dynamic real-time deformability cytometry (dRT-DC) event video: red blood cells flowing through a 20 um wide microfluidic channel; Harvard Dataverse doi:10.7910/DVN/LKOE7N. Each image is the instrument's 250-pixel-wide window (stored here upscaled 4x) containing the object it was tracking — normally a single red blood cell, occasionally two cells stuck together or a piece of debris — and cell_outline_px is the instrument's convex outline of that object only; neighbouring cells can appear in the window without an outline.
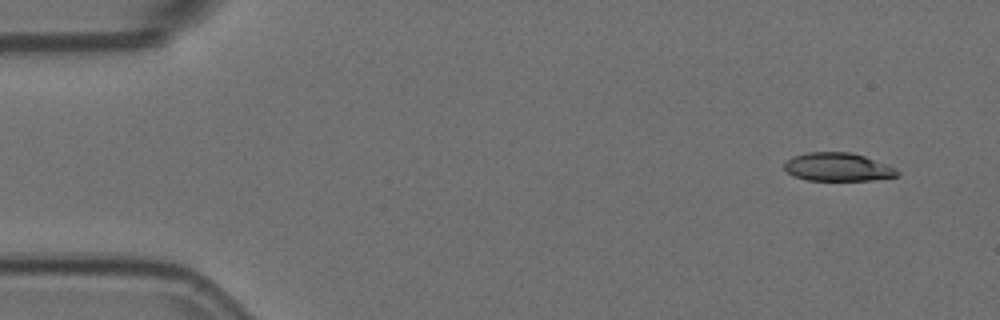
{"species": "Egyptian fruit bat (a non-hibernating species)", "species_latin": "Rousettus aegyptiacus", "temperature_condition": "room temperature", "stored_images_in_passage": 9, "camera_frame_rate_fps": 3000, "um_per_image_px": 0.085, "animal": {"sex": "female"}, "frame": {"image": 1, "passage_image": 1, "time_ms": 0.0, "image_size_px": [1000, 320], "cell_outline_px": [[900, 172], [896, 176], [872, 180], [808, 180], [792, 176], [784, 168], [784, 164], [792, 156], [808, 152], [852, 152], [888, 164], [896, 168]], "centroid_in_image_um": [71.22, 14.19], "position_along_channel_um": 13.8, "area_um2": 18.67}}
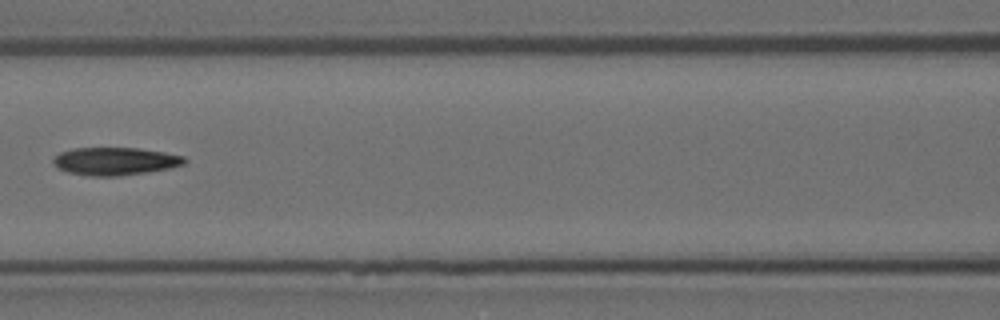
{"frame": {"image": 2, "passage_image": 7, "time_ms": 2.0, "image_size_px": [1000, 320], "cell_outline_px": [[188, 160], [184, 164], [168, 168], [144, 172], [116, 176], [88, 176], [68, 172], [56, 168], [52, 164], [52, 160], [60, 152], [72, 148], [140, 148], [164, 152], [184, 156]], "centroid_in_image_um": [9.74, 13.7], "position_along_channel_um": 156.9, "area_um2": 21.27}}
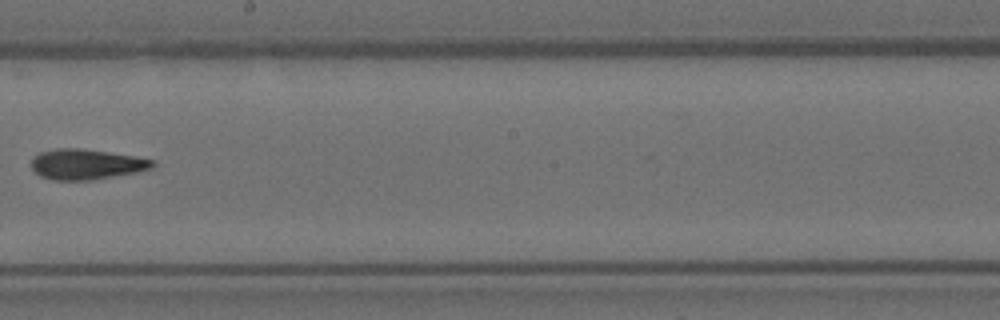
{"frame": {"image": 3, "passage_image": 9, "time_ms": 2.667, "image_size_px": [1000, 320], "cell_outline_px": [[156, 164], [152, 168], [136, 172], [92, 180], [52, 180], [40, 176], [32, 168], [32, 160], [40, 152], [56, 148], [80, 148], [108, 152], [156, 160]], "centroid_in_image_um": [7.35, 13.96], "position_along_channel_um": 240.9, "area_um2": 21.33}}